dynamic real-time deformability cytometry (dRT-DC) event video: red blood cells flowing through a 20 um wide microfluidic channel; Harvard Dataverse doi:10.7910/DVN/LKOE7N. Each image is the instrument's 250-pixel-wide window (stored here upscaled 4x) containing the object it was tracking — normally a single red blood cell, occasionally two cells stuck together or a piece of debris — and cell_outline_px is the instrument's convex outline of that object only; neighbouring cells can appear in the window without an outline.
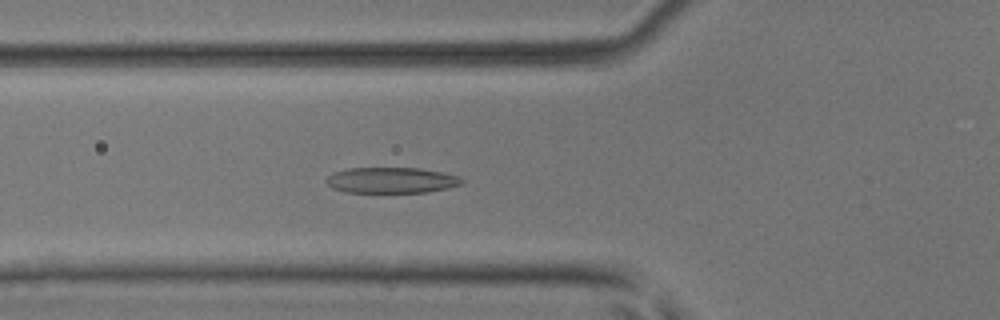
{"species": "common noctule bat (a hibernating species)", "species_latin": "Nyctalus noctula", "temperature_condition": "room temperature", "stored_images_in_passage": 51, "camera_frame_rate_fps": 3000, "um_per_image_px": 0.085, "animal": {"sex": "male", "body_mass_g": 17.9, "forearm_length_mm": 54.2}, "frame": {"image": 1, "passage_image": 19, "time_ms": 6.0, "image_size_px": [1000, 320], "cell_outline_px": [[464, 184], [448, 188], [428, 192], [344, 192], [332, 188], [324, 180], [332, 172], [348, 168], [420, 168], [460, 176], [464, 180]], "centroid_in_image_um": [33.27, 15.32], "position_along_channel_um": 92.5, "area_um2": 20.52}}
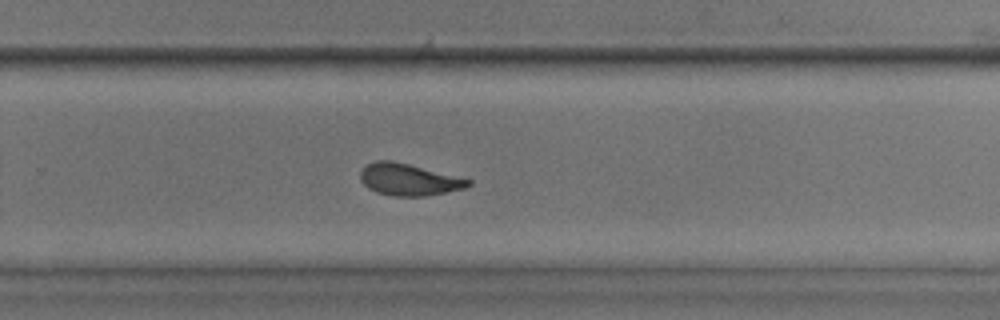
{"frame": {"image": 2, "passage_image": 34, "time_ms": 11.0, "image_size_px": [1000, 320], "cell_outline_px": [[472, 184], [464, 188], [424, 196], [392, 196], [376, 192], [368, 188], [360, 180], [360, 172], [368, 164], [376, 160], [392, 160], [472, 180]], "centroid_in_image_um": [34.71, 15.26], "position_along_channel_um": 295.1, "area_um2": 19.77}}
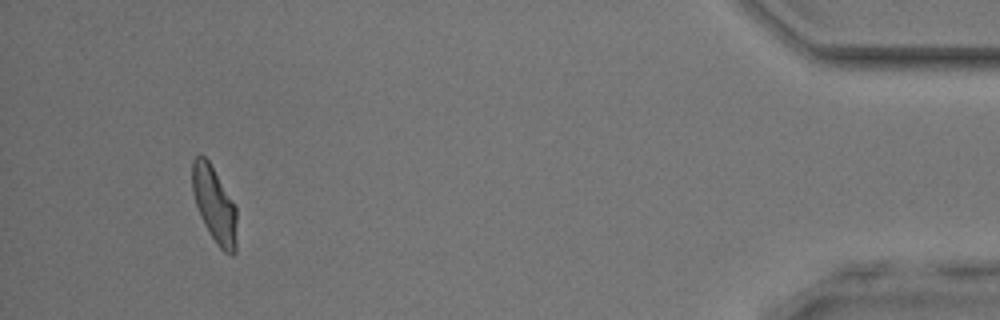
{"frame": {"image": 3, "passage_image": 48, "time_ms": 15.667, "image_size_px": [1000, 320], "cell_outline_px": [[236, 252], [232, 256], [224, 252], [216, 244], [204, 224], [200, 216], [192, 192], [192, 160], [200, 152], [208, 160], [236, 208]], "centroid_in_image_um": [18.21, 17.41], "position_along_channel_um": 417.0, "area_um2": 19.54}, "authors_computed_cell_mechanics": {"area_um2": 20.519, "velocity_mm_per_s": 4.0651, "shape_relaxation_time_tau1_ms": 3.009, "shape_relaxation_time_tau2_ms": 1.4262, "deformation_change_tau1": 0.1548, "deformation_change_tau2": 0.0926}}